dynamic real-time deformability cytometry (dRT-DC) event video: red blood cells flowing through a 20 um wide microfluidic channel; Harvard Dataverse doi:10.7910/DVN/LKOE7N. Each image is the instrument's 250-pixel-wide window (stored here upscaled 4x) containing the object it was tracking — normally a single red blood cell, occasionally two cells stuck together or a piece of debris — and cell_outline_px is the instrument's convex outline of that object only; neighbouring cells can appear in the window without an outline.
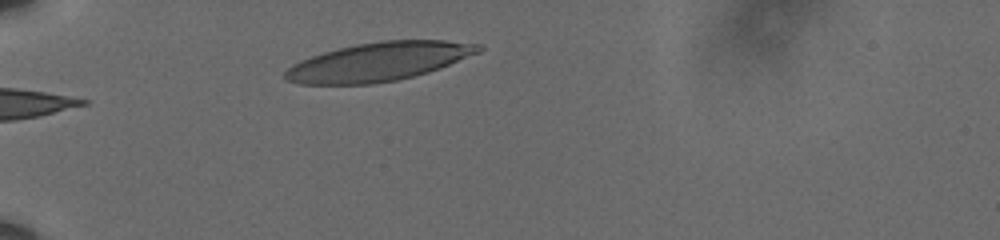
{"species": "human", "species_latin": "Homo sapiens", "temperature_condition": "cold", "stored_images_in_passage": 34, "camera_frame_rate_fps": 3000, "um_per_image_px": 0.085, "donor": {"sex": "male"}, "frame": {"image": 1, "passage_image": 1, "time_ms": 0.0, "image_size_px": [1000, 240], "cell_outline_px": [[484, 48], [480, 52], [440, 68], [428, 72], [396, 80], [372, 84], [300, 84], [284, 80], [284, 72], [292, 64], [300, 60], [324, 52], [356, 44], [380, 40], [444, 40], [484, 44]], "centroid_in_image_um": [32.21, 5.24], "position_along_channel_um": 52.8, "area_um2": 43.58}}
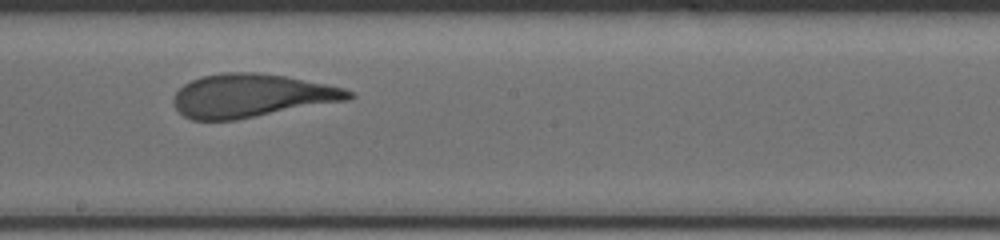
{"frame": {"image": 2, "passage_image": 16, "time_ms": 5.0, "image_size_px": [1000, 240], "cell_outline_px": [[356, 96], [352, 100], [236, 120], [192, 120], [184, 116], [176, 108], [172, 100], [176, 92], [184, 84], [200, 76], [220, 72], [256, 72], [284, 76], [344, 88], [352, 92]], "centroid_in_image_um": [21.39, 8.14], "position_along_channel_um": 226.8, "area_um2": 44.51}}
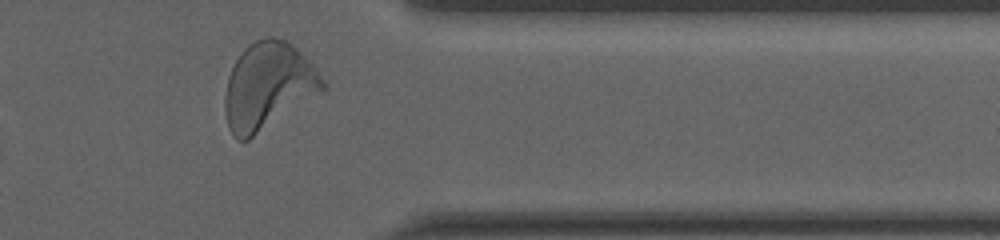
{"frame": {"image": 3, "passage_image": 30, "time_ms": 9.667, "image_size_px": [1000, 240], "cell_outline_px": [[328, 88], [248, 140], [236, 140], [232, 136], [228, 124], [224, 108], [224, 96], [228, 76], [236, 60], [244, 48], [248, 44], [264, 36], [272, 36], [284, 40], [292, 44], [316, 68], [328, 84]], "centroid_in_image_um": [22.79, 7.3], "position_along_channel_um": 388.6, "area_um2": 49.53}, "authors_computed_cell_mechanics": {"area_um2": 44.7372, "velocity_mm_per_s": 3.5843, "shape_relaxation_time_tau1_ms": 4.7201, "shape_relaxation_time_tau2_ms": 0.8553, "deformation_change_tau1": 0.2137, "deformation_change_tau2": 0.0874}}